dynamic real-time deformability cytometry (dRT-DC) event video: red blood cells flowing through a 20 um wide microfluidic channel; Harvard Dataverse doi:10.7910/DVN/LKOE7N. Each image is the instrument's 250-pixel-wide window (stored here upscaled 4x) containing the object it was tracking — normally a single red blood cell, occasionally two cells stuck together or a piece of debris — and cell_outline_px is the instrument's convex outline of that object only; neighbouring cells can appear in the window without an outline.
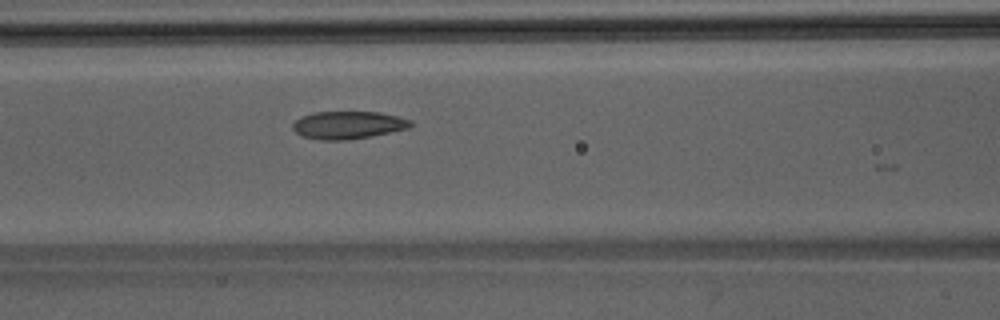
{"species": "Egyptian fruit bat (a non-hibernating species)", "species_latin": "Rousettus aegyptiacus", "temperature_condition": "room temperature", "stored_images_in_passage": 18, "camera_frame_rate_fps": 3000, "um_per_image_px": 0.085, "animal": {"sex": "male"}, "frame": {"image": 1, "passage_image": 17, "time_ms": 5.333, "image_size_px": [1000, 320], "cell_outline_px": [[412, 124], [408, 128], [348, 140], [320, 140], [300, 136], [292, 128], [292, 124], [300, 116], [312, 112], [380, 112], [412, 120]], "centroid_in_image_um": [29.52, 10.62], "position_along_channel_um": 137.1, "area_um2": 18.96}}